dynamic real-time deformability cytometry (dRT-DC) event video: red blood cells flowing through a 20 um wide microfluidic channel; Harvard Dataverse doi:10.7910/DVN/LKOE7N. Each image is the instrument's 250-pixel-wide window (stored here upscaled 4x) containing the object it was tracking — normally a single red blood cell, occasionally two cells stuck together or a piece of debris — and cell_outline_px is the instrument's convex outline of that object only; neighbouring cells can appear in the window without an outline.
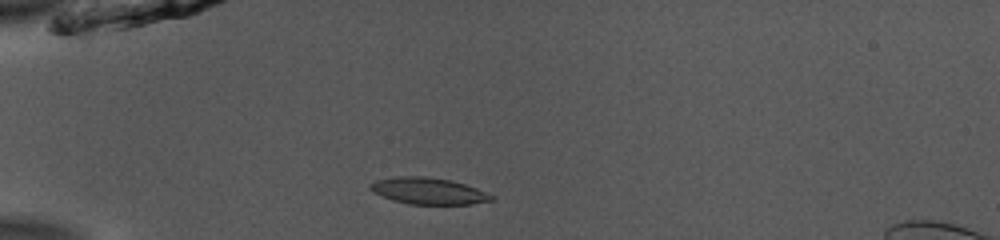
{"species": "common noctule bat (a hibernating species)", "species_latin": "Nyctalus noctula", "temperature_condition": "room temperature", "stored_images_in_passage": 39, "camera_frame_rate_fps": 3000, "um_per_image_px": 0.085, "animal": {"sex": "male", "body_mass_g": 13.0, "forearm_length_mm": 53.1}, "frame": {"image": 1, "passage_image": 2, "time_ms": 0.333, "image_size_px": [1000, 240], "cell_outline_px": [[496, 200], [472, 204], [408, 204], [392, 200], [368, 188], [368, 184], [376, 180], [400, 176], [424, 176], [452, 180], [476, 188], [496, 196]], "centroid_in_image_um": [36.46, 16.23], "position_along_channel_um": 48.5, "area_um2": 18.79}}
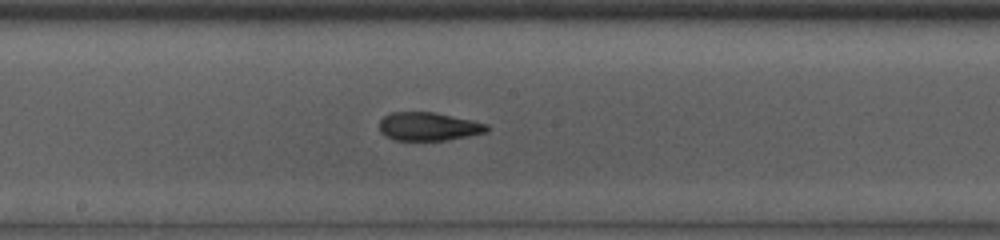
{"frame": {"image": 2, "passage_image": 16, "time_ms": 5.0, "image_size_px": [1000, 240], "cell_outline_px": [[492, 128], [488, 132], [448, 140], [396, 140], [384, 136], [380, 132], [380, 120], [384, 116], [392, 112], [432, 112], [472, 120], [488, 124]], "centroid_in_image_um": [36.46, 10.76], "position_along_channel_um": 211.7, "area_um2": 17.86}}
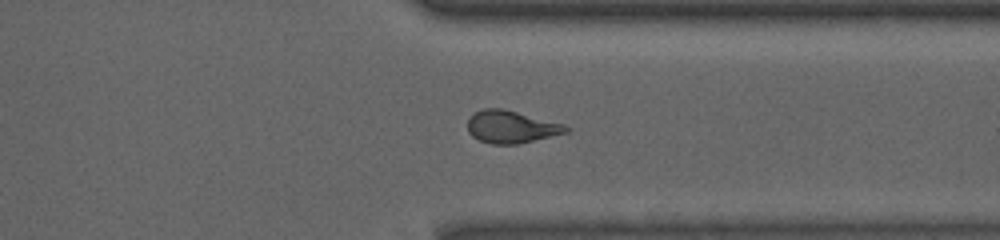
{"frame": {"image": 3, "passage_image": 28, "time_ms": 9.0, "image_size_px": [1000, 240], "cell_outline_px": [[572, 128], [568, 132], [516, 144], [492, 144], [480, 140], [472, 136], [468, 132], [468, 116], [484, 108], [504, 108], [564, 124]], "centroid_in_image_um": [43.45, 10.77], "position_along_channel_um": 368.0, "area_um2": 18.61}, "authors_computed_cell_mechanics": {"area_um2": 18.785, "velocity_mm_per_s": 3.9159, "shape_relaxation_time_tau1_ms": null, "shape_relaxation_time_tau2_ms": 1.2582, "deformation_change_tau1": null, "deformation_change_tau2": 0.0967}}